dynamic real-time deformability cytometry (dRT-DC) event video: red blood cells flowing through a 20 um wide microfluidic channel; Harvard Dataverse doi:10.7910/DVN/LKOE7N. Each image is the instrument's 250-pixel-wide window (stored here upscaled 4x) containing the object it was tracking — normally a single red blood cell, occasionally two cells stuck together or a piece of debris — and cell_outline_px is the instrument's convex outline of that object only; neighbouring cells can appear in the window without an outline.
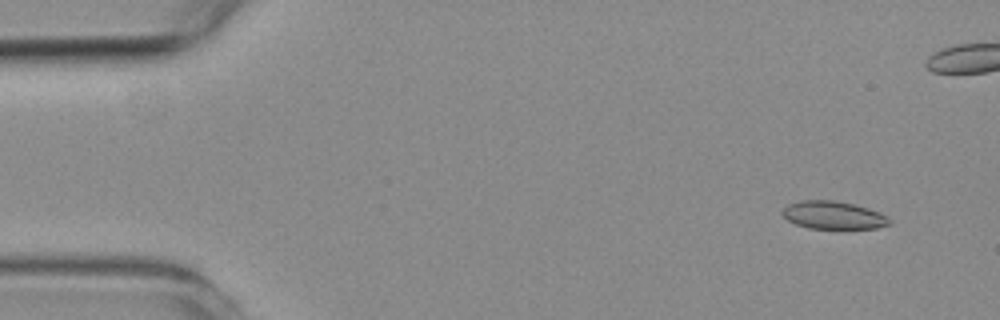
{"species": "common noctule bat (a hibernating species)", "species_latin": "Nyctalus noctula", "temperature_condition": "room temperature", "stored_images_in_passage": 55, "camera_frame_rate_fps": 3000, "um_per_image_px": 0.085, "animal": {"sex": "female", "body_mass_g": 19.3, "forearm_length_mm": 54.1}, "frame": {"image": 1, "passage_image": 4, "time_ms": 1.0, "image_size_px": [1000, 320], "cell_outline_px": [[892, 224], [876, 228], [808, 228], [796, 224], [788, 220], [780, 212], [788, 204], [800, 200], [836, 200], [868, 208], [880, 212], [888, 216], [892, 220]], "centroid_in_image_um": [70.86, 18.28], "position_along_channel_um": 14.1, "area_um2": 17.46}}
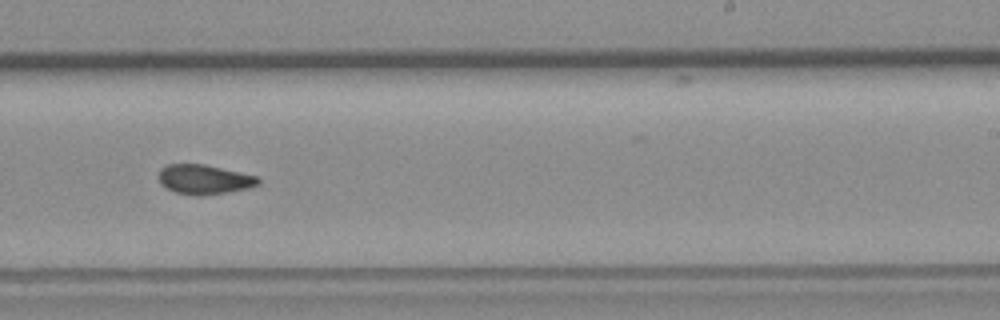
{"frame": {"image": 2, "passage_image": 33, "time_ms": 10.667, "image_size_px": [1000, 320], "cell_outline_px": [[260, 184], [248, 188], [228, 192], [200, 196], [196, 196], [176, 192], [164, 188], [160, 184], [160, 168], [168, 164], [204, 164], [240, 172], [256, 176], [260, 180]], "centroid_in_image_um": [17.35, 15.26], "position_along_channel_um": 271.7, "area_um2": 17.17}}
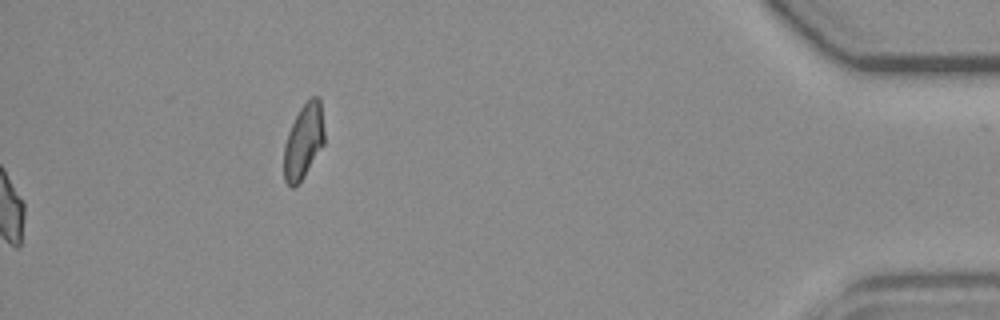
{"frame": {"image": 3, "passage_image": 55, "time_ms": 18.0, "image_size_px": [1000, 320], "cell_outline_px": [[324, 144], [304, 176], [292, 188], [284, 180], [284, 144], [288, 132], [300, 108], [312, 96], [320, 96], [324, 132]], "centroid_in_image_um": [25.81, 11.99], "position_along_channel_um": 409.4, "area_um2": 17.46}, "authors_computed_cell_mechanics": {"area_um2": 17.4556, "velocity_mm_per_s": 3.7919, "shape_relaxation_time_tau1_ms": null, "shape_relaxation_time_tau2_ms": 4.2378, "deformation_change_tau1": null, "deformation_change_tau2": 0.0906}}